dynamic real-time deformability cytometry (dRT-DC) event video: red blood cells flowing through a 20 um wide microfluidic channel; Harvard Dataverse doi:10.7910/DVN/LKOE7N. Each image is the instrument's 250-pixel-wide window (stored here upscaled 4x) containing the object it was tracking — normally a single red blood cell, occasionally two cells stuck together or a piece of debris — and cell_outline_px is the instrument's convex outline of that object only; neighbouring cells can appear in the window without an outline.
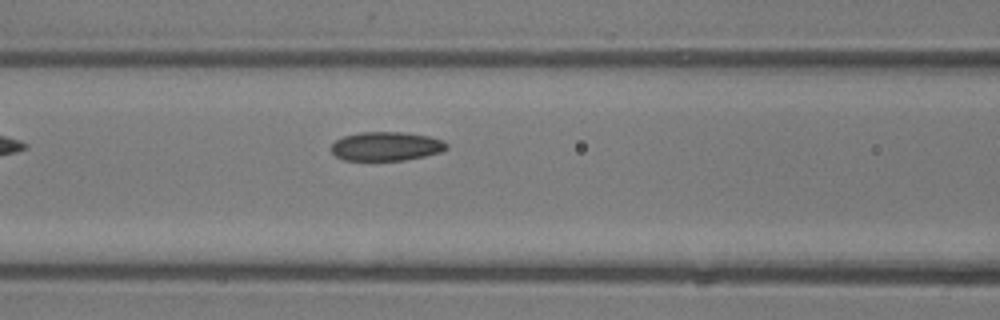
{"species": "common noctule bat (a hibernating species)", "species_latin": "Nyctalus noctula", "temperature_condition": "room temperature", "stored_images_in_passage": 4, "camera_frame_rate_fps": 3000, "um_per_image_px": 0.085, "animal": {"sex": "male", "body_mass_g": 13.3}, "frame": {"image": 1, "passage_image": 4, "time_ms": 3.333, "image_size_px": [1000, 320], "cell_outline_px": [[448, 148], [440, 152], [424, 156], [404, 160], [344, 160], [336, 156], [332, 152], [332, 144], [336, 140], [344, 136], [360, 132], [404, 132], [428, 136], [444, 140], [448, 144]], "centroid_in_image_um": [32.85, 12.43], "position_along_channel_um": 133.8, "area_um2": 19.42}}